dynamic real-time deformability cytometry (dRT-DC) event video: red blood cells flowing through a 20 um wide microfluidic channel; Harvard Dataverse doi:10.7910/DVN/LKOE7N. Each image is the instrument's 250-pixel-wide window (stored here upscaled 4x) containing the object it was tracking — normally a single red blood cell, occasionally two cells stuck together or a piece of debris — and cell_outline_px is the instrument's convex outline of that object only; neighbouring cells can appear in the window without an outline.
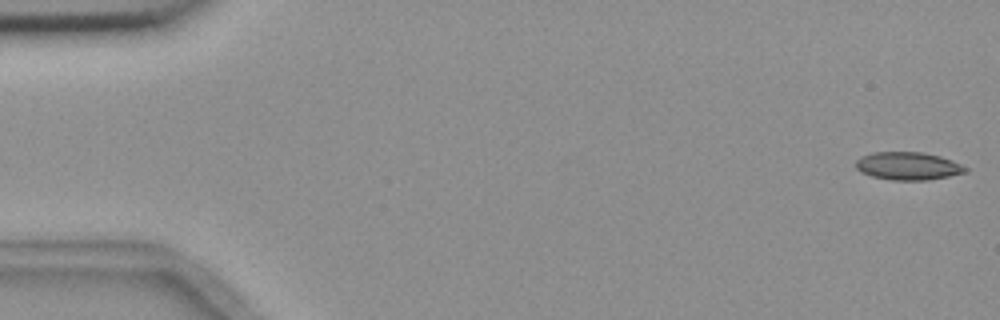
{"species": "common noctule bat (a hibernating species)", "species_latin": "Nyctalus noctula", "temperature_condition": "room temperature", "stored_images_in_passage": 4, "camera_frame_rate_fps": 3000, "um_per_image_px": 0.085, "animal": {"sex": "female", "body_mass_g": 18.4}, "frame": {"image": 1, "passage_image": 1, "time_ms": 0.0, "image_size_px": [1000, 320], "cell_outline_px": [[968, 172], [928, 180], [892, 180], [872, 176], [860, 172], [856, 168], [856, 160], [860, 156], [872, 152], [924, 152], [940, 156], [952, 160], [968, 168]], "centroid_in_image_um": [77.17, 14.1], "position_along_channel_um": 7.8, "area_um2": 17.92}}